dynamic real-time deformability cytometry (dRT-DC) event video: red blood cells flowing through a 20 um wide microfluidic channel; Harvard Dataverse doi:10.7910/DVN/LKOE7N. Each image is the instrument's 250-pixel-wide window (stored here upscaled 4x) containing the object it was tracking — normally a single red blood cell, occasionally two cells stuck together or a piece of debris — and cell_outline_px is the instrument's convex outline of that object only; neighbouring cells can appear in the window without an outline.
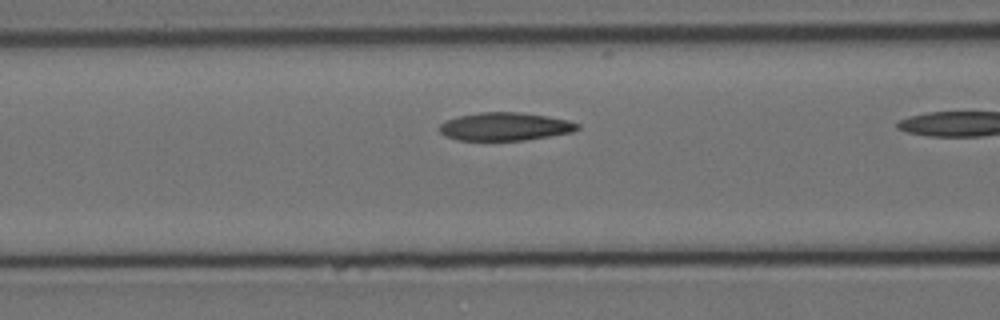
{"species": "Egyptian fruit bat (a non-hibernating species)", "species_latin": "Rousettus aegyptiacus", "temperature_condition": "cold", "stored_images_in_passage": 5, "camera_frame_rate_fps": 3000, "um_per_image_px": 0.085, "animal": {"sex": "female"}, "frame": {"image": 1, "passage_image": 4, "time_ms": 1.0, "image_size_px": [1000, 320], "cell_outline_px": [[580, 128], [572, 132], [524, 140], [456, 140], [444, 136], [436, 128], [440, 124], [448, 120], [460, 116], [480, 112], [520, 112], [568, 120], [580, 124]], "centroid_in_image_um": [42.89, 10.76], "position_along_channel_um": 123.7, "area_um2": 22.48}}